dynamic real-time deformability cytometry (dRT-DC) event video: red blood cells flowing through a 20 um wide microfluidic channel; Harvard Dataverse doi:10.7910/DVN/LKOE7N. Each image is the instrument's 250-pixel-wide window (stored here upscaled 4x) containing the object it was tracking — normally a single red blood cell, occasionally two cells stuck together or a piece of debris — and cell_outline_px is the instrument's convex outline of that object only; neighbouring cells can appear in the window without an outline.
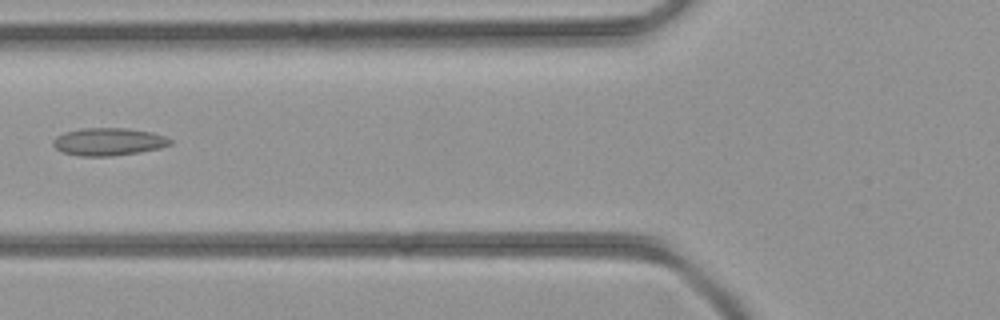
{"species": "common noctule bat (a hibernating species)", "species_latin": "Nyctalus noctula", "temperature_condition": "room temperature", "stored_images_in_passage": 27, "camera_frame_rate_fps": 3000, "um_per_image_px": 0.085, "animal": {"sex": "female", "body_mass_g": 21.9}, "frame": {"image": 1, "passage_image": 13, "time_ms": 4.0, "image_size_px": [1000, 320], "cell_outline_px": [[172, 144], [160, 148], [140, 152], [112, 156], [80, 156], [64, 152], [56, 148], [52, 144], [52, 140], [56, 136], [64, 132], [80, 128], [128, 128], [152, 132], [164, 136], [172, 140]], "centroid_in_image_um": [9.22, 12.04], "position_along_channel_um": 116.6, "area_um2": 18.96}}
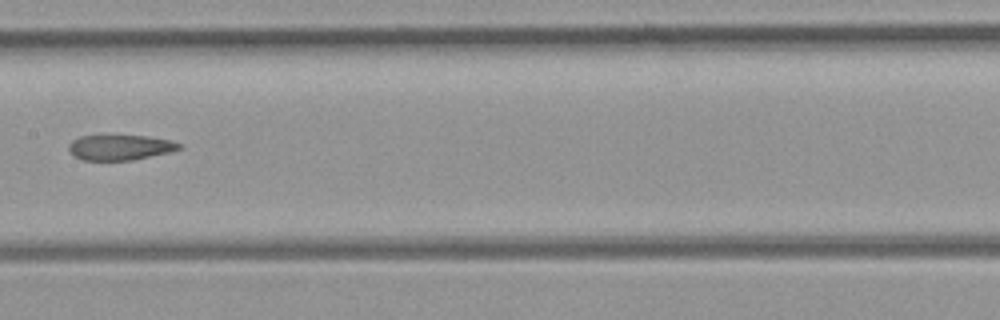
{"frame": {"image": 2, "passage_image": 18, "time_ms": 5.667, "image_size_px": [1000, 320], "cell_outline_px": [[184, 148], [168, 152], [132, 160], [80, 160], [72, 156], [68, 152], [68, 144], [72, 140], [80, 136], [148, 136], [172, 140], [184, 144]], "centroid_in_image_um": [10.2, 12.53], "position_along_channel_um": 197.2, "area_um2": 16.47}}
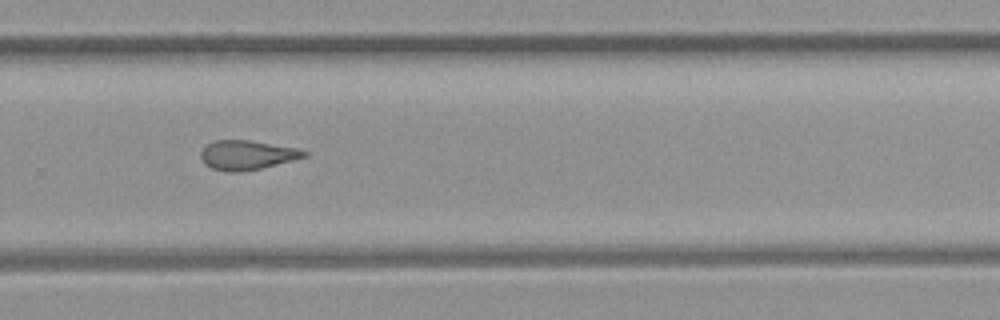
{"frame": {"image": 3, "passage_image": 25, "time_ms": 8.0, "image_size_px": [1000, 320], "cell_outline_px": [[308, 156], [244, 172], [228, 172], [212, 168], [204, 164], [200, 156], [200, 152], [208, 144], [216, 140], [252, 140], [296, 148], [308, 152]], "centroid_in_image_um": [20.98, 13.18], "position_along_channel_um": 308.8, "area_um2": 17.63}}